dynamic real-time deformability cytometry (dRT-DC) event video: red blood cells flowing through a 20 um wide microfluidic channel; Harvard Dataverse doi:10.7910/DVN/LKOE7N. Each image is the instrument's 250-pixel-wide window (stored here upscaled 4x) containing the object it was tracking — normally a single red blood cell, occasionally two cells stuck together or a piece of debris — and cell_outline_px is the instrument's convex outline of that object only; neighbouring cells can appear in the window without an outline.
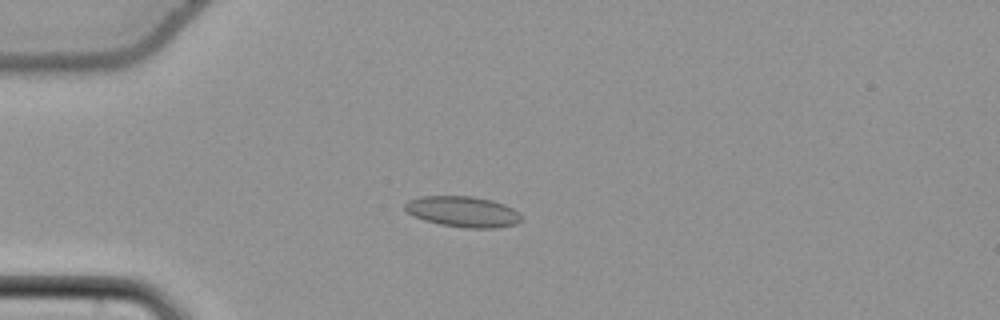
{"species": "common noctule bat (a hibernating species)", "species_latin": "Nyctalus noctula", "temperature_condition": "cold", "stored_images_in_passage": 55, "camera_frame_rate_fps": 3000, "um_per_image_px": 0.085, "animal": {"sex": "female", "body_mass_g": 22.7, "forearm_length_mm": 54.2}, "frame": {"image": 1, "passage_image": 15, "time_ms": 4.667, "image_size_px": [1000, 320], "cell_outline_px": [[520, 220], [516, 224], [500, 228], [464, 228], [440, 224], [424, 220], [408, 212], [404, 208], [404, 204], [408, 200], [420, 196], [472, 196], [492, 200], [504, 204], [520, 212]], "centroid_in_image_um": [39.36, 17.99], "position_along_channel_um": 45.6, "area_um2": 20.92}}
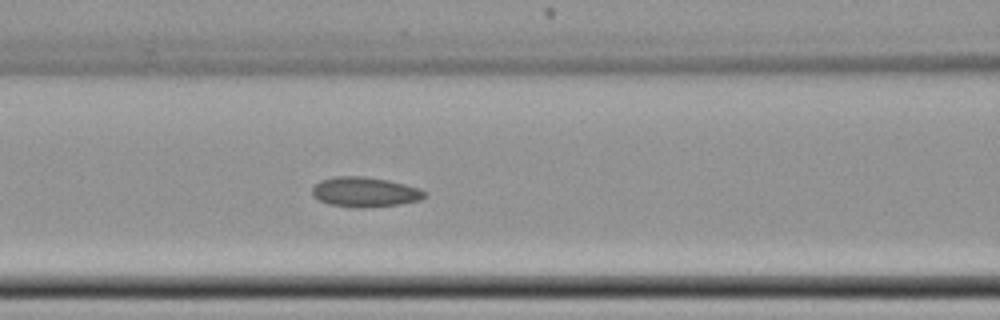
{"frame": {"image": 2, "passage_image": 24, "time_ms": 7.667, "image_size_px": [1000, 320], "cell_outline_px": [[428, 196], [420, 200], [400, 204], [360, 208], [352, 208], [328, 204], [312, 196], [312, 188], [320, 180], [332, 176], [364, 176], [388, 180], [420, 188], [428, 192]], "centroid_in_image_um": [31.03, 16.32], "position_along_channel_um": 135.6, "area_um2": 19.88}}
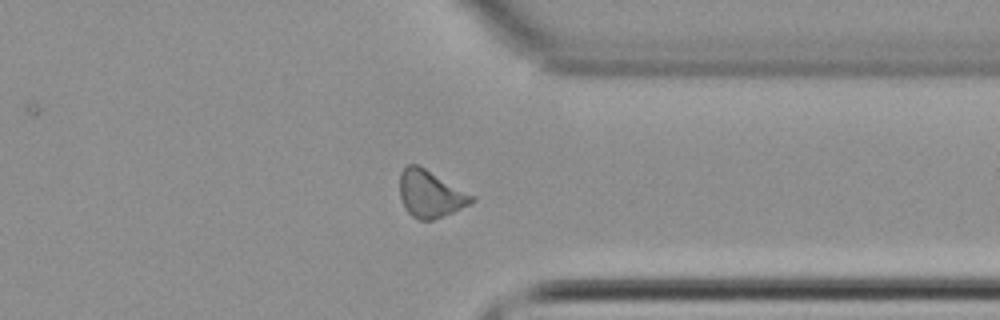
{"frame": {"image": 3, "passage_image": 43, "time_ms": 14.0, "image_size_px": [1000, 320], "cell_outline_px": [[476, 200], [472, 204], [432, 220], [420, 220], [412, 216], [404, 208], [400, 196], [400, 172], [408, 164], [416, 164], [424, 168], [476, 196]], "centroid_in_image_um": [36.59, 16.49], "position_along_channel_um": 374.8, "area_um2": 19.71}, "authors_computed_cell_mechanics": {"area_um2": 19.5364, "velocity_mm_per_s": 3.8103, "shape_relaxation_time_tau1_ms": null, "shape_relaxation_time_tau2_ms": 2.6423, "deformation_change_tau1": null, "deformation_change_tau2": 0.0721}}